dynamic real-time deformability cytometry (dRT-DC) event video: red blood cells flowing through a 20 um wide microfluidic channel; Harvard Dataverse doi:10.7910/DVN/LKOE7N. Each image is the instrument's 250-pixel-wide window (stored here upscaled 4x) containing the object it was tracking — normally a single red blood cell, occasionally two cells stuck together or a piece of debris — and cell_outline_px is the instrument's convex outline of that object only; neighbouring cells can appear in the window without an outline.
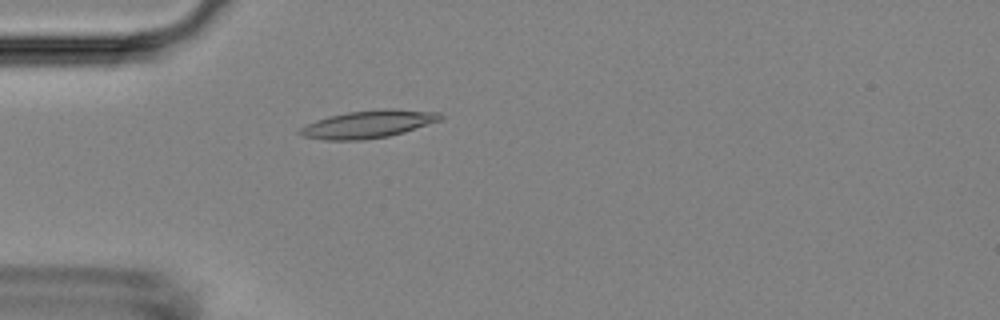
{"species": "Egyptian fruit bat (a non-hibernating species)", "species_latin": "Rousettus aegyptiacus", "temperature_condition": "room temperature", "stored_images_in_passage": 18, "camera_frame_rate_fps": 3000, "um_per_image_px": 0.085, "animal": {"sex": "female"}, "frame": {"image": 1, "passage_image": 15, "time_ms": 4.667, "image_size_px": [1000, 320], "cell_outline_px": [[444, 116], [440, 120], [404, 132], [388, 136], [364, 140], [324, 140], [300, 136], [296, 132], [304, 124], [328, 116], [348, 112], [384, 108], [392, 108], [440, 112]], "centroid_in_image_um": [31.26, 10.55], "position_along_channel_um": 53.7, "area_um2": 22.89}}